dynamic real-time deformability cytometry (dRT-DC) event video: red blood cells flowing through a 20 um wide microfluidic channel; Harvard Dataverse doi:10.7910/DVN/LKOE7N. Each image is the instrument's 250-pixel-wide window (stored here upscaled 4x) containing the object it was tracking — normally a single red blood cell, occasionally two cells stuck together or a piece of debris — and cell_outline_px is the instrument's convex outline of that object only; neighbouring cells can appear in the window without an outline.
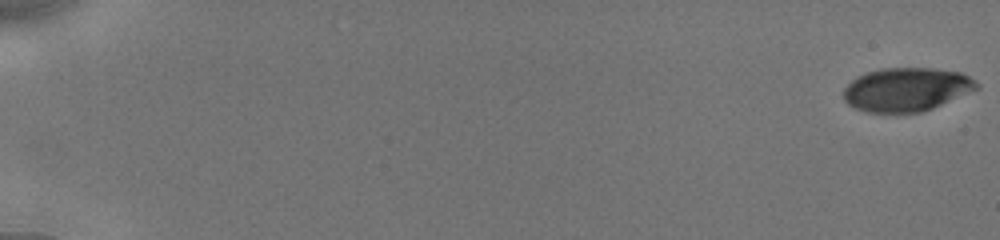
{"species": "human", "species_latin": "Homo sapiens", "temperature_condition": "cold", "stored_images_in_passage": 77, "camera_frame_rate_fps": 3000, "um_per_image_px": 0.085, "donor": {"sex": "male"}, "frame": {"image": 1, "passage_image": 1, "time_ms": 0.0, "image_size_px": [1000, 240], "cell_outline_px": [[980, 88], [932, 108], [920, 112], [868, 112], [856, 108], [848, 104], [844, 100], [844, 88], [852, 80], [868, 72], [884, 68], [932, 68], [960, 72], [968, 76], [980, 84]], "centroid_in_image_um": [77.07, 7.6], "position_along_channel_um": 7.9, "area_um2": 33.52}}
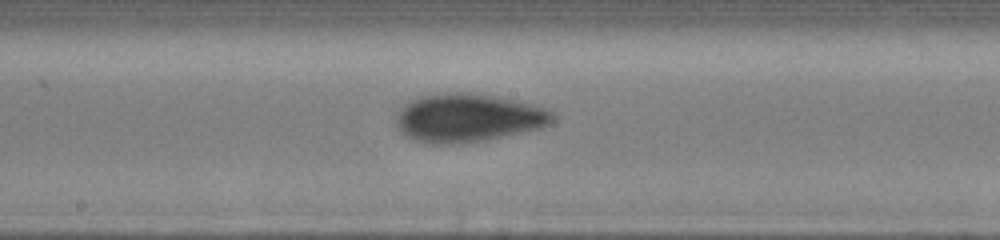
{"frame": {"image": 2, "passage_image": 35, "time_ms": 10.333, "image_size_px": [1000, 240], "cell_outline_px": [[556, 116], [548, 124], [540, 128], [484, 140], [460, 144], [428, 144], [412, 140], [396, 124], [396, 120], [400, 112], [412, 100], [420, 96], [444, 92], [464, 92], [492, 96], [512, 100], [544, 108], [552, 112]], "centroid_in_image_um": [39.77, 10.03], "position_along_channel_um": 208.4, "area_um2": 43.35}}
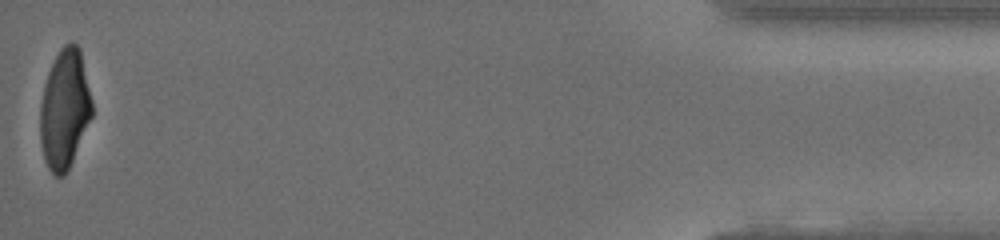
{"frame": {"image": 3, "passage_image": 75, "time_ms": 18.0, "image_size_px": [1000, 240], "cell_outline_px": [[92, 116], [72, 160], [64, 176], [56, 176], [48, 168], [44, 160], [40, 140], [40, 104], [44, 84], [48, 72], [60, 48], [64, 44], [72, 40], [80, 48], [92, 100]], "centroid_in_image_um": [5.48, 9.24], "position_along_channel_um": 429.7, "area_um2": 35.95}, "authors_computed_cell_mechanics": {"area_um2": 37.6856, "velocity_mm_per_s": 3.9019, "shape_relaxation_time_tau1_ms": 2.9754, "shape_relaxation_time_tau2_ms": 2.87, "deformation_change_tau1": 0.1258, "deformation_change_tau2": 0.0647}}